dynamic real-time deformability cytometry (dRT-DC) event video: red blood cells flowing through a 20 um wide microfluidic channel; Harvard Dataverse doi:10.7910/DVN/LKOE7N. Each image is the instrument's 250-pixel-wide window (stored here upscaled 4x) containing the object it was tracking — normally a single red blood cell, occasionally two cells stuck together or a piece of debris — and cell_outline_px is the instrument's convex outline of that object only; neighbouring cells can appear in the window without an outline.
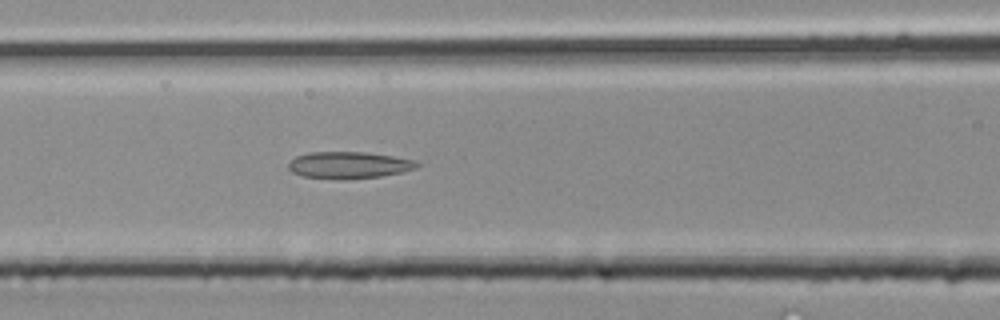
{"species": "common noctule bat (a hibernating species)", "species_latin": "Nyctalus noctula", "temperature_condition": "room temperature", "stored_images_in_passage": 32, "camera_frame_rate_fps": 3000, "um_per_image_px": 0.085, "animal": {"sex": "male", "body_mass_g": 20.4}, "frame": {"image": 1, "passage_image": 13, "time_ms": 4.0, "image_size_px": [1000, 320], "cell_outline_px": [[420, 164], [416, 168], [404, 172], [380, 176], [336, 180], [304, 176], [292, 172], [288, 168], [288, 164], [296, 156], [308, 152], [368, 152], [416, 160]], "centroid_in_image_um": [29.67, 14.03], "position_along_channel_um": 136.9, "area_um2": 20.17}}
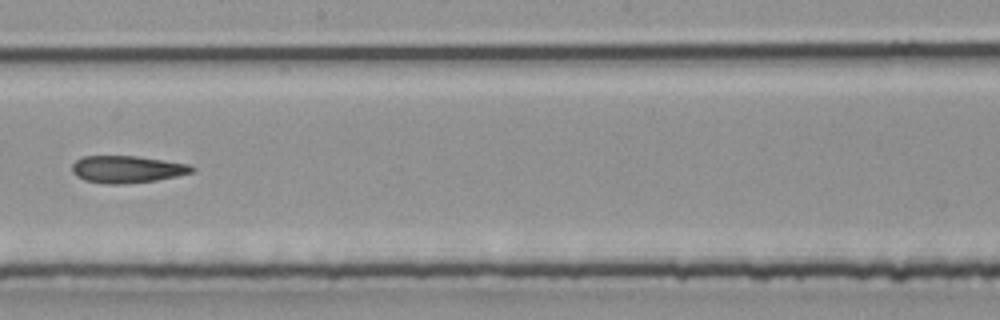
{"frame": {"image": 2, "passage_image": 18, "time_ms": 5.667, "image_size_px": [1000, 320], "cell_outline_px": [[196, 168], [192, 172], [176, 176], [156, 180], [124, 184], [104, 184], [84, 180], [76, 176], [72, 172], [72, 164], [80, 156], [136, 156], [188, 164]], "centroid_in_image_um": [10.75, 14.39], "position_along_channel_um": 237.5, "area_um2": 18.96}}
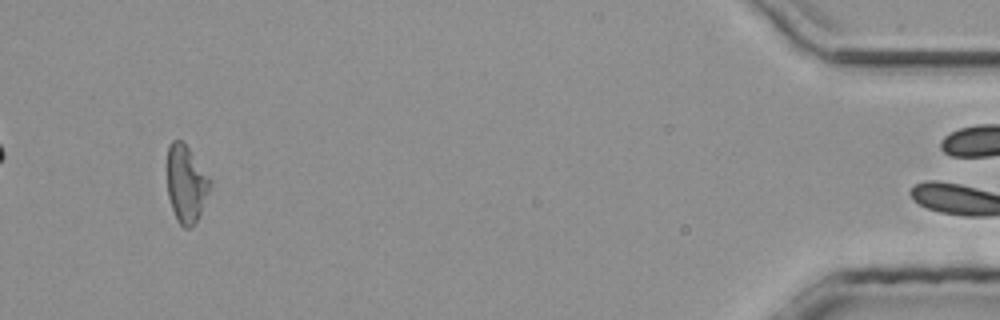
{"frame": {"image": 3, "passage_image": 31, "time_ms": 10.0, "image_size_px": [1000, 320], "cell_outline_px": [[212, 180], [208, 192], [200, 212], [196, 220], [188, 228], [184, 228], [176, 220], [168, 196], [168, 144], [172, 140], [180, 140], [188, 148]], "centroid_in_image_um": [15.81, 15.61], "position_along_channel_um": 419.4, "area_um2": 18.84}}